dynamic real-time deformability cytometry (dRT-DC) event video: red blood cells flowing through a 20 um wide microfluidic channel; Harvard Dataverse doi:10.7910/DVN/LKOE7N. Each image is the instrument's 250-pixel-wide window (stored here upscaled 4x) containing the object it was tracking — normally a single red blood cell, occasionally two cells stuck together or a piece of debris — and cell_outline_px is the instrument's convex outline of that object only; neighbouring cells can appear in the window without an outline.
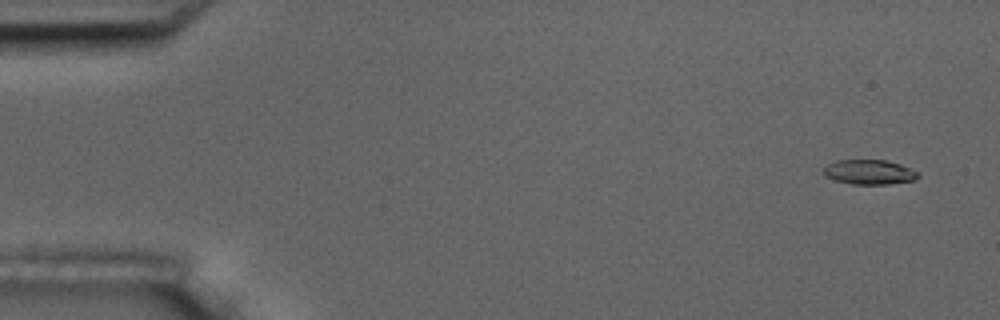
{"species": "common noctule bat (a hibernating species)", "species_latin": "Nyctalus noctula", "temperature_condition": "room temperature", "stored_images_in_passage": 16, "camera_frame_rate_fps": 3000, "um_per_image_px": 0.085, "animal": {"sex": "male", "body_mass_g": 17.5, "forearm_length_mm": 52.3}, "frame": {"image": 1, "passage_image": 3, "time_ms": 0.667, "image_size_px": [1000, 320], "cell_outline_px": [[920, 176], [916, 180], [888, 184], [852, 184], [836, 180], [824, 176], [824, 168], [828, 164], [836, 160], [884, 160], [900, 164], [920, 172]], "centroid_in_image_um": [73.93, 14.63], "position_along_channel_um": 11.1, "area_um2": 13.64}}